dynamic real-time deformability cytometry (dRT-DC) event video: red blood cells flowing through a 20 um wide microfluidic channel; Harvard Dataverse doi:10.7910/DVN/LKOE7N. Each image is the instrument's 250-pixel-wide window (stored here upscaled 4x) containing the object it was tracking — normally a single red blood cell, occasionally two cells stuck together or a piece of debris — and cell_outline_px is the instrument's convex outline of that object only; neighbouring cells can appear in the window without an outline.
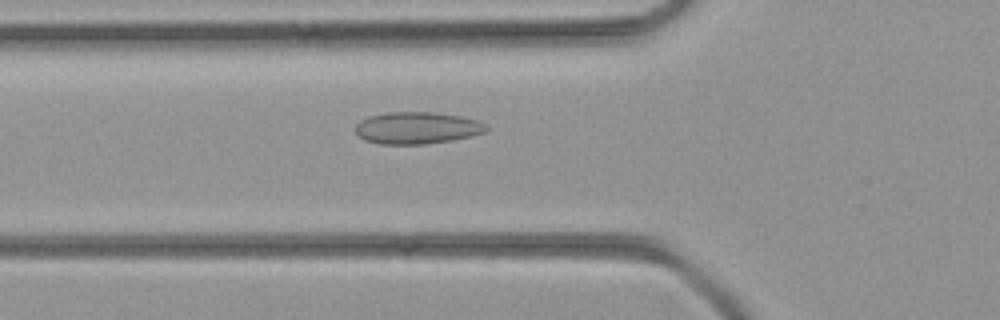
{"species": "common noctule bat (a hibernating species)", "species_latin": "Nyctalus noctula", "temperature_condition": "room temperature", "stored_images_in_passage": 45, "camera_frame_rate_fps": 3000, "um_per_image_px": 0.085, "animal": {"sex": "female", "body_mass_g": 21.9}, "frame": {"image": 1, "passage_image": 16, "time_ms": 5.0, "image_size_px": [1000, 320], "cell_outline_px": [[488, 128], [484, 132], [472, 136], [452, 140], [428, 144], [380, 144], [364, 140], [356, 132], [356, 124], [360, 120], [368, 116], [388, 112], [428, 112], [460, 116], [476, 120], [484, 124]], "centroid_in_image_um": [35.42, 10.88], "position_along_channel_um": 90.4, "area_um2": 24.28}}
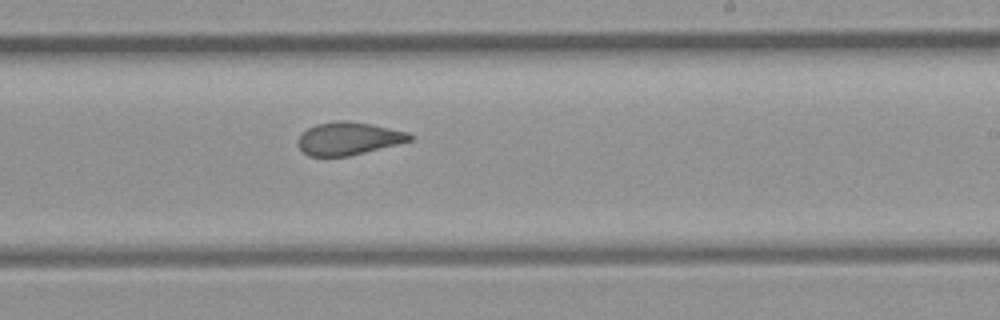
{"frame": {"image": 2, "passage_image": 27, "time_ms": 8.667, "image_size_px": [1000, 320], "cell_outline_px": [[416, 136], [412, 140], [348, 156], [308, 156], [300, 148], [296, 140], [308, 128], [316, 124], [340, 120], [344, 120], [372, 124], [408, 132]], "centroid_in_image_um": [29.63, 11.76], "position_along_channel_um": 259.4, "area_um2": 21.21}}
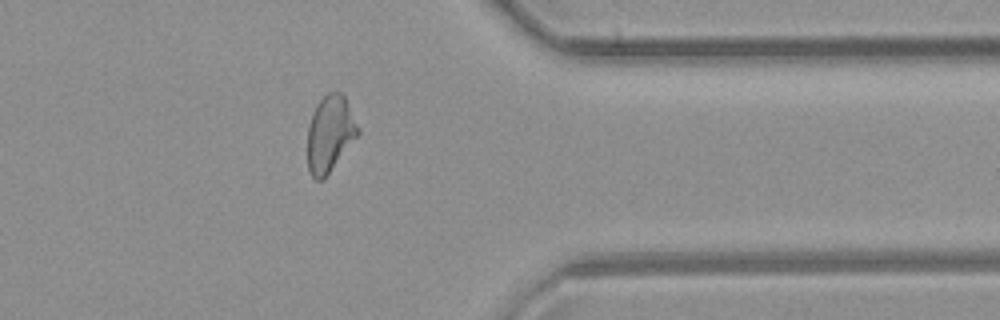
{"frame": {"image": 3, "passage_image": 36, "time_ms": 11.667, "image_size_px": [1000, 320], "cell_outline_px": [[360, 132], [324, 180], [316, 180], [312, 176], [308, 168], [308, 128], [316, 104], [328, 92], [340, 92], [344, 96], [360, 128]], "centroid_in_image_um": [28.05, 11.38], "position_along_channel_um": 383.3, "area_um2": 22.25}}